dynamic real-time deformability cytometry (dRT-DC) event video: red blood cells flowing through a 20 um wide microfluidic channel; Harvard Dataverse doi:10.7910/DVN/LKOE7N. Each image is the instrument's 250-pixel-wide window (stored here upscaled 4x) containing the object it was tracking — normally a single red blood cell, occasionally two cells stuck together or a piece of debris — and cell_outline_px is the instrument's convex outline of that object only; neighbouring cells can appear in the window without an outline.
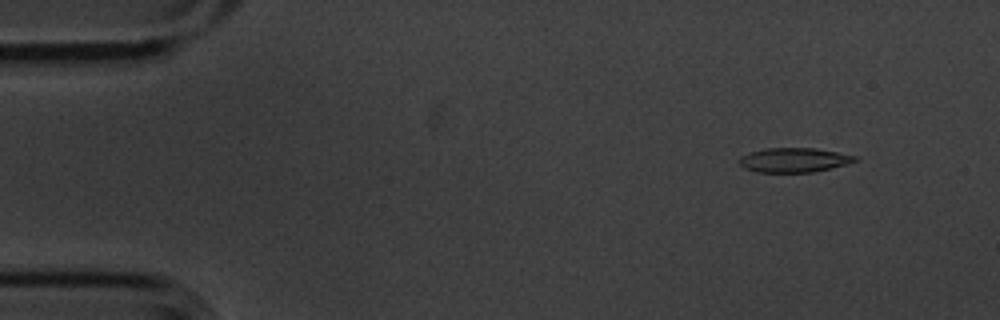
{"species": "common noctule bat (a hibernating species)", "species_latin": "Nyctalus noctula", "temperature_condition": "cold", "stored_images_in_passage": 5, "camera_frame_rate_fps": 3000, "um_per_image_px": 0.085, "animal": {"sex": "male", "body_mass_g": 20.1, "forearm_length_mm": 53.5}, "frame": {"image": 1, "passage_image": 1, "time_ms": 0.0, "image_size_px": [1000, 320], "cell_outline_px": [[860, 160], [848, 164], [812, 172], [756, 172], [744, 168], [736, 160], [740, 156], [764, 148], [816, 148], [856, 156]], "centroid_in_image_um": [67.47, 13.6], "position_along_channel_um": 17.5, "area_um2": 16.53}}
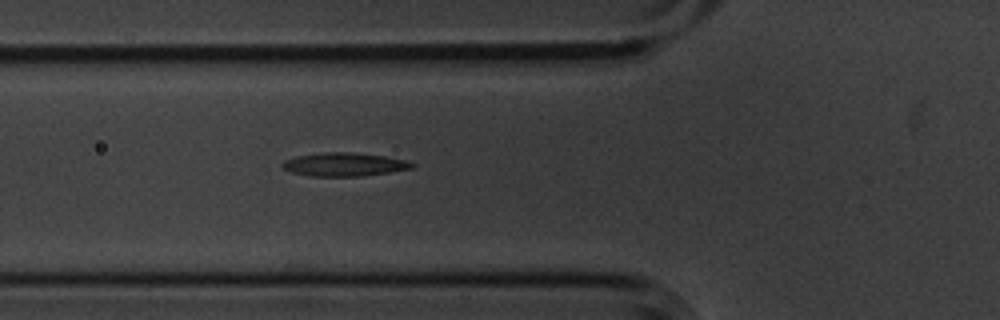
{"frame": {"image": 2, "passage_image": 5, "time_ms": 1.333, "image_size_px": [1000, 320], "cell_outline_px": [[416, 164], [412, 168], [388, 172], [360, 176], [312, 176], [292, 172], [284, 168], [280, 164], [284, 160], [296, 156], [324, 152], [352, 152], [384, 156], [404, 160]], "centroid_in_image_um": [29.23, 13.97], "position_along_channel_um": 96.6, "area_um2": 17.51}}